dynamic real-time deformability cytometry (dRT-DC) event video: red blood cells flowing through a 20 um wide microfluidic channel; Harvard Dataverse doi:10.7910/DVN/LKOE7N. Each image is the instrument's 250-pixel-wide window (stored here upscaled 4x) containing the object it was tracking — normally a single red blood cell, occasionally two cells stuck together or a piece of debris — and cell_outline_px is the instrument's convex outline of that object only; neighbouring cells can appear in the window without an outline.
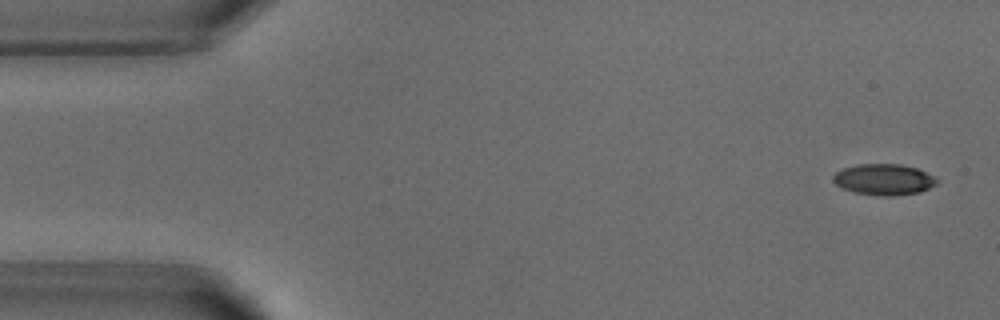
{"species": "common noctule bat (a hibernating species)", "species_latin": "Nyctalus noctula", "temperature_condition": "warm", "stored_images_in_passage": 5, "camera_frame_rate_fps": 3000, "um_per_image_px": 0.085, "animal": {"sex": "male", "body_mass_g": 18.8}, "frame": {"image": 1, "passage_image": 1, "time_ms": 0.0, "image_size_px": [1000, 320], "cell_outline_px": [[940, 180], [936, 184], [920, 192], [892, 196], [884, 196], [852, 192], [836, 184], [832, 180], [832, 176], [836, 172], [844, 168], [856, 164], [900, 164], [916, 168], [936, 176]], "centroid_in_image_um": [75.15, 15.25], "position_along_channel_um": 9.9, "area_um2": 18.84}}
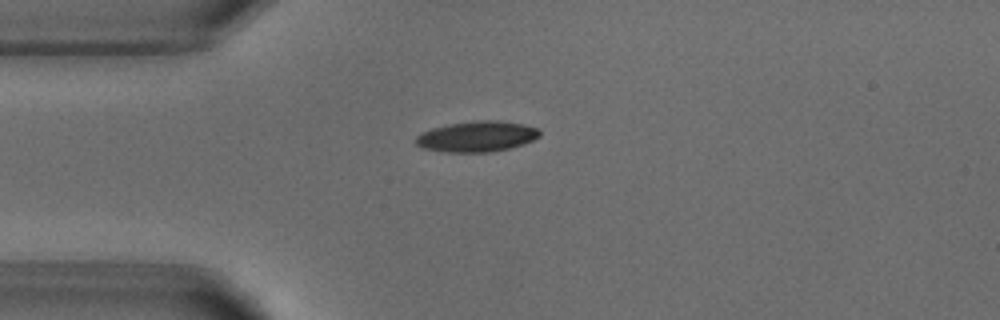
{"frame": {"image": 2, "passage_image": 5, "time_ms": 6.0, "image_size_px": [1000, 320], "cell_outline_px": [[540, 136], [524, 144], [508, 148], [488, 152], [444, 152], [424, 148], [416, 144], [412, 140], [416, 136], [432, 128], [448, 124], [476, 120], [496, 120], [524, 124], [536, 128], [540, 132]], "centroid_in_image_um": [40.51, 11.6], "position_along_channel_um": 44.5, "area_um2": 22.08}}